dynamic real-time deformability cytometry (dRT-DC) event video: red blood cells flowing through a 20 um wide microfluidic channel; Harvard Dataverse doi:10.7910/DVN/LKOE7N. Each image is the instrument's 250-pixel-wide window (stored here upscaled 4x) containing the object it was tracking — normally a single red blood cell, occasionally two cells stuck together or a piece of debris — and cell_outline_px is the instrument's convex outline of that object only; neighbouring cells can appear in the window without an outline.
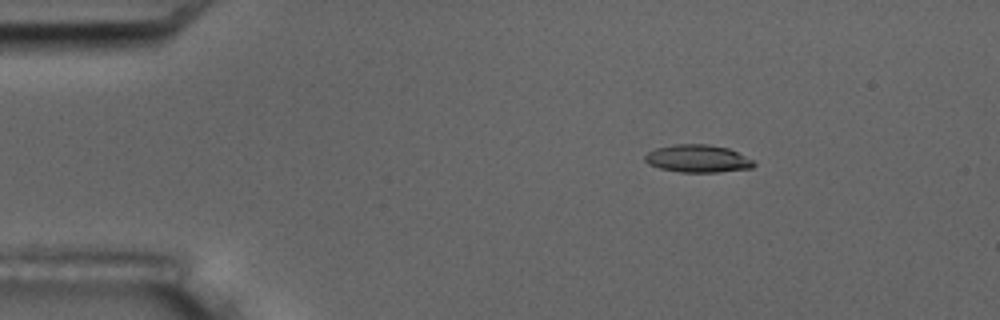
{"species": "common noctule bat (a hibernating species)", "species_latin": "Nyctalus noctula", "temperature_condition": "room temperature", "stored_images_in_passage": 5, "camera_frame_rate_fps": 3000, "um_per_image_px": 0.085, "animal": {"sex": "male", "body_mass_g": 17.5, "forearm_length_mm": 52.3}, "frame": {"image": 1, "passage_image": 3, "time_ms": 2.667, "image_size_px": [1000, 320], "cell_outline_px": [[756, 164], [752, 168], [716, 172], [680, 172], [660, 168], [648, 164], [644, 160], [644, 156], [648, 152], [656, 148], [676, 144], [708, 144], [728, 148], [752, 160]], "centroid_in_image_um": [59.28, 13.48], "position_along_channel_um": 25.7, "area_um2": 17.4}}